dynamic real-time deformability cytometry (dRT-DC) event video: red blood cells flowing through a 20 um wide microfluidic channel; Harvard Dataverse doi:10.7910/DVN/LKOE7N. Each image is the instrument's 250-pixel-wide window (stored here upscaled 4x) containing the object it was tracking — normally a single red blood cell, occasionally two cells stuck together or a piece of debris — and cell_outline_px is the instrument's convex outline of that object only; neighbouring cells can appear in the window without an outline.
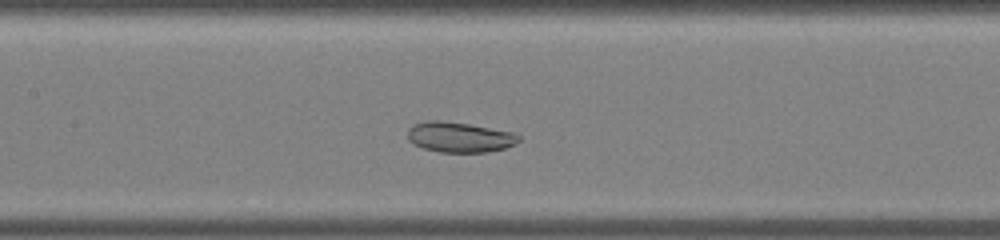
{"species": "common noctule bat (a hibernating species)", "species_latin": "Nyctalus noctula", "temperature_condition": "warm", "stored_images_in_passage": 30, "camera_frame_rate_fps": 3000, "um_per_image_px": 0.085, "animal": {"sex": "male", "body_mass_g": 19.0, "forearm_length_mm": 50.8}, "frame": {"image": 1, "passage_image": 10, "time_ms": 3.0, "image_size_px": [1000, 240], "cell_outline_px": [[520, 140], [516, 144], [504, 148], [484, 152], [440, 152], [424, 148], [408, 140], [408, 128], [412, 124], [424, 120], [440, 120], [468, 124], [516, 132], [520, 136]], "centroid_in_image_um": [39.07, 11.64], "position_along_channel_um": 168.3, "area_um2": 19.71}}
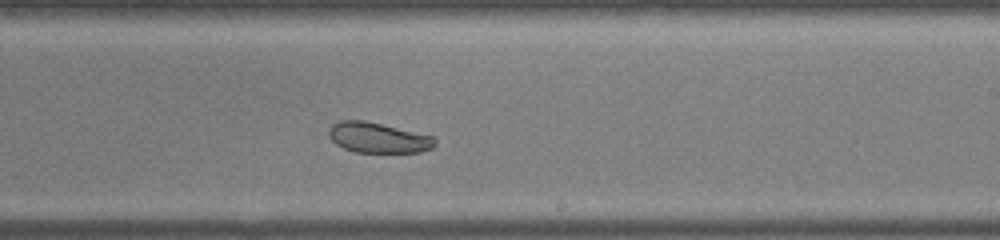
{"frame": {"image": 2, "passage_image": 15, "time_ms": 4.667, "image_size_px": [1000, 240], "cell_outline_px": [[436, 144], [432, 148], [420, 152], [356, 152], [344, 148], [336, 144], [328, 136], [328, 132], [332, 124], [340, 120], [364, 120], [432, 136], [436, 140]], "centroid_in_image_um": [32.11, 11.7], "position_along_channel_um": 256.9, "area_um2": 18.61}}
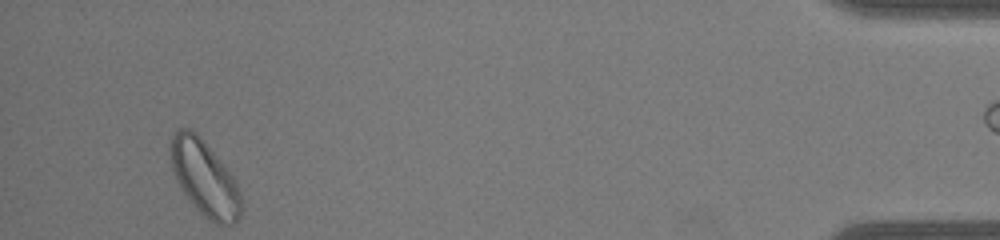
{"frame": {"image": 3, "passage_image": 28, "time_ms": 9.0, "image_size_px": [1000, 240], "cell_outline_px": [[240, 216], [236, 224], [216, 224], [208, 220], [188, 200], [176, 180], [172, 168], [168, 144], [172, 136], [180, 128], [188, 128], [196, 132], [200, 136], [232, 176], [240, 192]], "centroid_in_image_um": [17.35, 15.14], "position_along_channel_um": 417.9, "area_um2": 30.75}}